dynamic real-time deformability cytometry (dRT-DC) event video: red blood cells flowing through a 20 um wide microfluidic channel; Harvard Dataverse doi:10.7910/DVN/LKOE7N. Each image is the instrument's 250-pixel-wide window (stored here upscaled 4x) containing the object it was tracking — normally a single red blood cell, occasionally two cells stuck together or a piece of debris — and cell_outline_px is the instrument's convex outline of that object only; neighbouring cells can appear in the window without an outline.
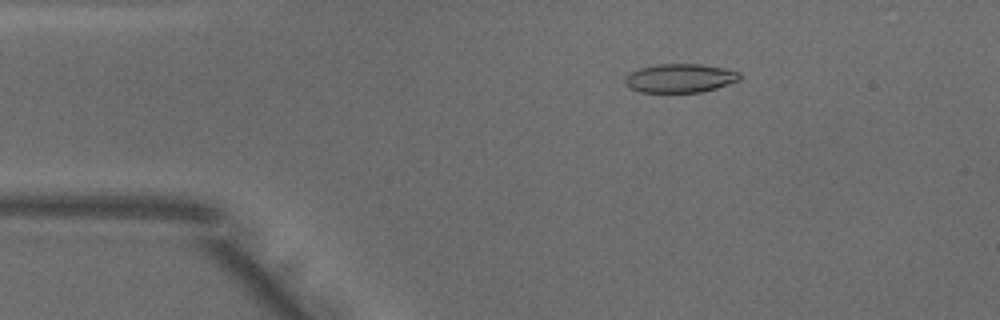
{"species": "common noctule bat (a hibernating species)", "species_latin": "Nyctalus noctula", "temperature_condition": "warm", "stored_images_in_passage": 24, "camera_frame_rate_fps": 3000, "um_per_image_px": 0.085, "animal": {"sex": "male", "body_mass_g": 18.8}, "frame": {"image": 1, "passage_image": 8, "time_ms": 2.333, "image_size_px": [1000, 320], "cell_outline_px": [[740, 80], [716, 88], [700, 92], [640, 92], [628, 88], [624, 84], [624, 76], [628, 72], [640, 68], [660, 64], [700, 64], [724, 68], [740, 72]], "centroid_in_image_um": [57.75, 6.65], "position_along_channel_um": 27.3, "area_um2": 19.36}}
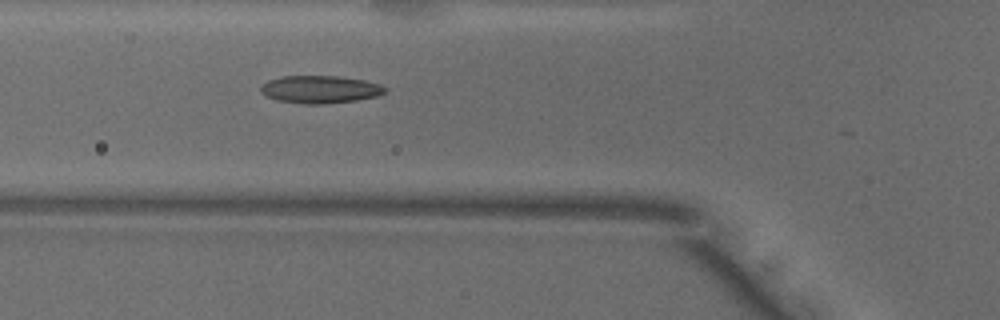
{"frame": {"image": 2, "passage_image": 17, "time_ms": 5.333, "image_size_px": [1000, 320], "cell_outline_px": [[388, 88], [384, 92], [376, 96], [356, 100], [324, 104], [304, 104], [276, 100], [260, 92], [260, 84], [268, 80], [284, 76], [340, 76], [364, 80], [380, 84]], "centroid_in_image_um": [27.19, 7.59], "position_along_channel_um": 98.6, "area_um2": 20.06}}
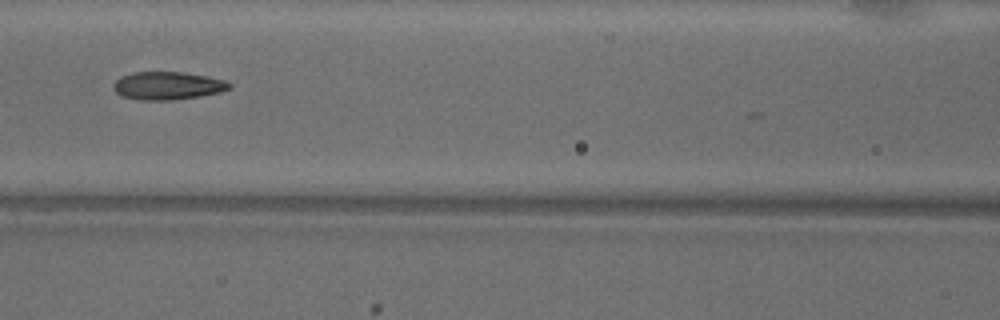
{"frame": {"image": 3, "passage_image": 21, "time_ms": 6.667, "image_size_px": [1000, 320], "cell_outline_px": [[232, 88], [220, 92], [200, 96], [172, 100], [140, 100], [120, 96], [112, 88], [112, 84], [120, 76], [132, 72], [180, 72], [208, 76], [224, 80], [232, 84]], "centroid_in_image_um": [14.22, 7.28], "position_along_channel_um": 152.4, "area_um2": 19.07}}